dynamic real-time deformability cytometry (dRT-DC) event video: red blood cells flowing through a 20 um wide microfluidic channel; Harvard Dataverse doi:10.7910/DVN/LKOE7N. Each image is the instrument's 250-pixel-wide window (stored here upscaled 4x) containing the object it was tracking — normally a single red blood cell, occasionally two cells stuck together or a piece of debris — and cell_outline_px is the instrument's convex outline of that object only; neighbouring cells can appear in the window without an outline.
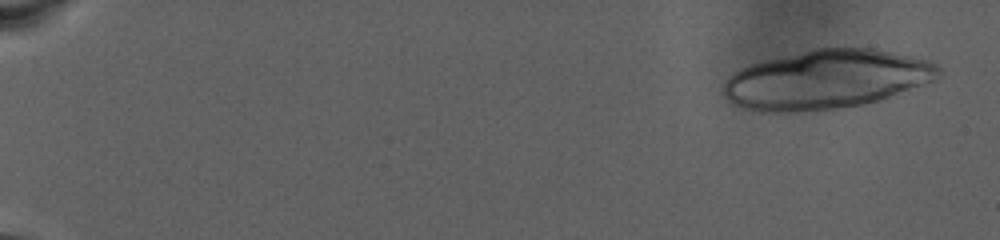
{"species": "human", "species_latin": "Homo sapiens", "temperature_condition": "warm", "stored_images_in_passage": 35, "camera_frame_rate_fps": 3000, "um_per_image_px": 0.085, "donor": {"sex": "male"}, "frame": {"image": 1, "passage_image": 4, "time_ms": 1.0, "image_size_px": [1000, 240], "cell_outline_px": [[940, 72], [932, 80], [880, 100], [864, 104], [836, 108], [796, 112], [764, 112], [744, 108], [732, 104], [724, 96], [724, 84], [728, 76], [740, 68], [748, 64], [816, 48], [872, 48], [912, 56], [928, 60], [936, 64], [940, 68]], "centroid_in_image_um": [70.19, 6.75], "position_along_channel_um": 14.8, "area_um2": 73.46}}